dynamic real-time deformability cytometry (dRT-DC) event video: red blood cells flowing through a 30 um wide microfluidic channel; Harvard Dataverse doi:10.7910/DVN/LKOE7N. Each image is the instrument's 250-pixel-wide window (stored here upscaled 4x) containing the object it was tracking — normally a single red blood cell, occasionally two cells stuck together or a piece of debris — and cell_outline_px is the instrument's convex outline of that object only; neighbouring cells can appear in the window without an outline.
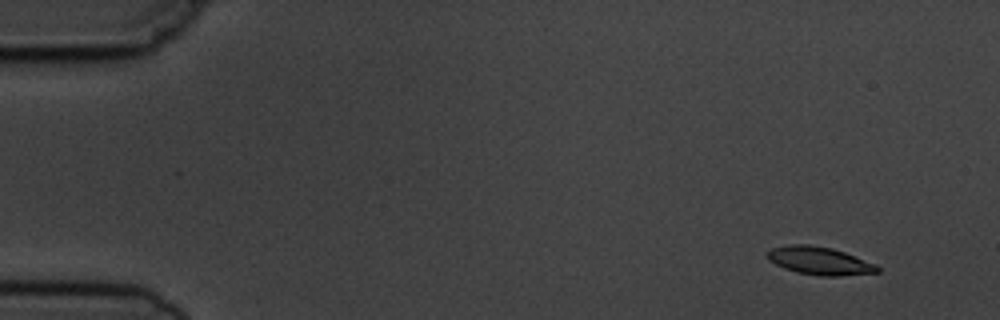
{"species": "common noctule bat (a hibernating species)", "species_latin": "Nyctalus noctula", "temperature_condition": "cold", "stored_images_in_passage": 5, "camera_frame_rate_fps": 3000, "um_per_image_px": 0.085, "animal": {"sex": "male", "body_mass_g": 19.5, "forearm_length_mm": 54.6}, "frame": {"image": 1, "passage_image": 2, "time_ms": 1.333, "image_size_px": [1000, 320], "cell_outline_px": [[880, 272], [840, 276], [820, 276], [796, 272], [784, 268], [768, 260], [764, 252], [772, 248], [788, 244], [808, 244], [832, 248], [844, 252], [876, 264], [880, 268]], "centroid_in_image_um": [69.63, 22.16], "position_along_channel_um": 15.4, "area_um2": 18.09}}